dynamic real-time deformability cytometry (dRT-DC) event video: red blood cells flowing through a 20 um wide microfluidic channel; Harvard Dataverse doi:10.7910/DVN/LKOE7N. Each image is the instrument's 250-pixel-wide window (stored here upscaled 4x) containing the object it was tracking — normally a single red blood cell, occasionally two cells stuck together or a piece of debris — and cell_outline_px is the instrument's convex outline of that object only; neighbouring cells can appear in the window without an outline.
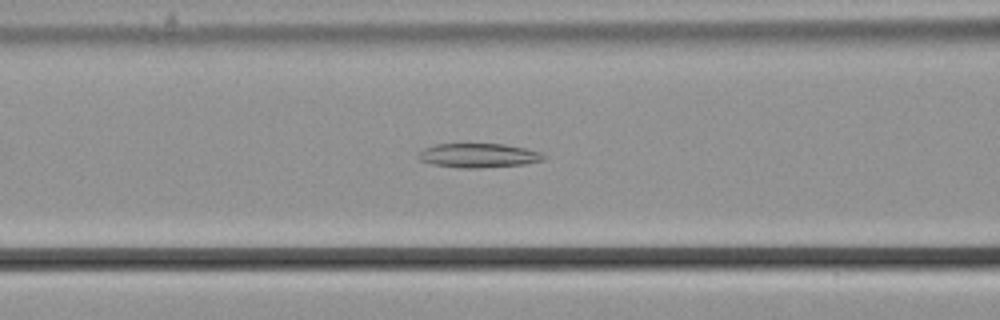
{"species": "common noctule bat (a hibernating species)", "species_latin": "Nyctalus noctula", "temperature_condition": "cold", "stored_images_in_passage": 43, "camera_frame_rate_fps": 3000, "um_per_image_px": 0.085, "animal": {"sex": "male", "body_mass_g": 21.5, "forearm_length_mm": 52.0}, "frame": {"image": 1, "passage_image": 14, "time_ms": 4.333, "image_size_px": [1000, 320], "cell_outline_px": [[544, 160], [524, 164], [480, 168], [456, 168], [432, 164], [420, 160], [416, 156], [424, 148], [436, 144], [504, 144], [524, 148], [540, 152], [544, 156]], "centroid_in_image_um": [40.63, 13.22], "position_along_channel_um": 126.0, "area_um2": 17.63}}
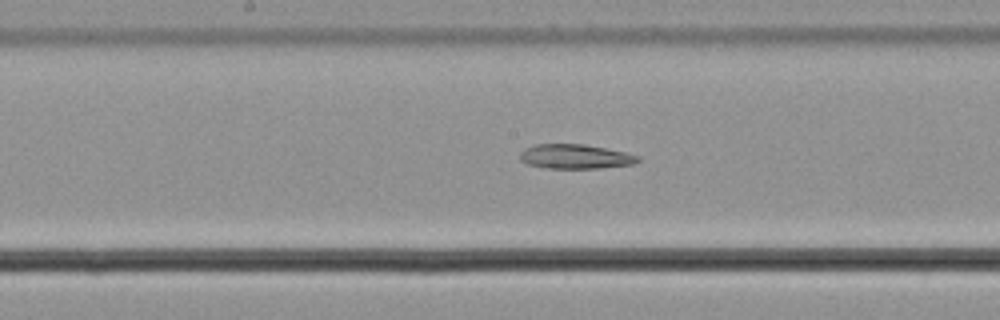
{"frame": {"image": 2, "passage_image": 20, "time_ms": 6.333, "image_size_px": [1000, 320], "cell_outline_px": [[640, 160], [632, 164], [596, 168], [548, 168], [528, 164], [520, 160], [520, 152], [524, 148], [536, 144], [584, 144], [624, 152], [640, 156]], "centroid_in_image_um": [48.87, 13.3], "position_along_channel_um": 199.3, "area_um2": 16.65}}
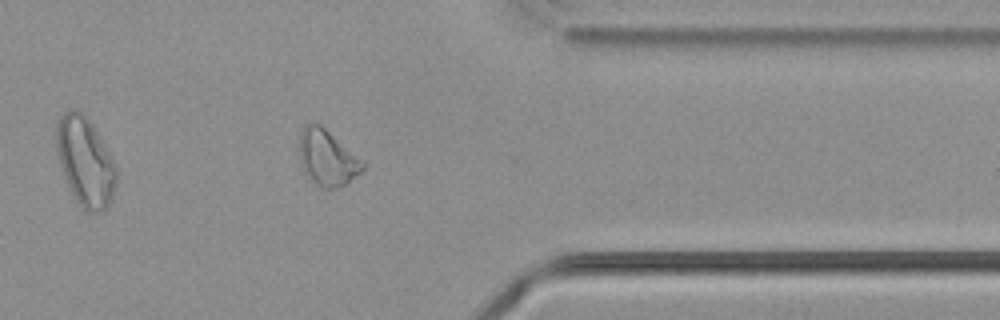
{"frame": {"image": 3, "passage_image": 36, "time_ms": 11.667, "image_size_px": [1000, 320], "cell_outline_px": [[364, 168], [356, 176], [340, 188], [320, 188], [316, 184], [304, 168], [300, 160], [300, 132], [304, 124], [320, 124], [364, 164]], "centroid_in_image_um": [27.79, 13.43], "position_along_channel_um": 383.6, "area_um2": 19.71}}